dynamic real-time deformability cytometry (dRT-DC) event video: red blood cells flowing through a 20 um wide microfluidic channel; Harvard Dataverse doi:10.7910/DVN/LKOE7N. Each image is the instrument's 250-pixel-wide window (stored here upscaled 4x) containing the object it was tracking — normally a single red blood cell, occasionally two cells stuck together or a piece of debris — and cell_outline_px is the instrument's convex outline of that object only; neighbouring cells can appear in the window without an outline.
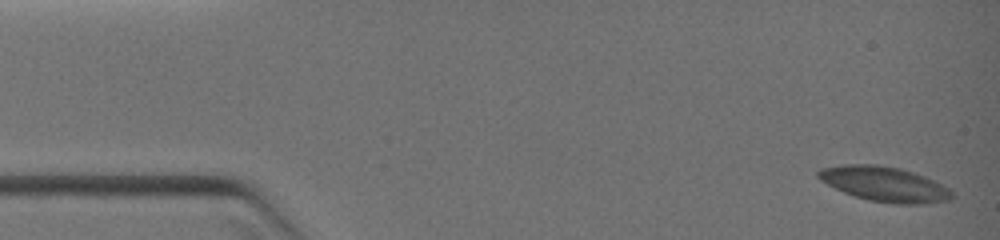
{"species": "common noctule bat (a hibernating species)", "species_latin": "Nyctalus noctula", "temperature_condition": "warm", "stored_images_in_passage": 4, "camera_frame_rate_fps": 3000, "um_per_image_px": 0.085, "animal": {"sex": "female", "body_mass_g": 19.0, "forearm_length_mm": 51.5}, "frame": {"image": 1, "passage_image": 1, "time_ms": 0.0, "image_size_px": [1000, 240], "cell_outline_px": [[952, 196], [948, 200], [924, 204], [896, 204], [868, 200], [844, 192], [820, 180], [816, 176], [816, 172], [820, 168], [840, 164], [876, 164], [900, 168], [924, 176], [948, 188], [952, 192]], "centroid_in_image_um": [75.13, 15.63], "position_along_channel_um": 9.9, "area_um2": 27.05}}
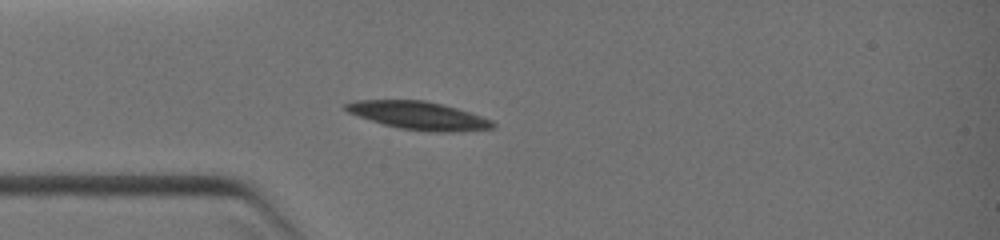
{"frame": {"image": 2, "passage_image": 4, "time_ms": 3.0, "image_size_px": [1000, 240], "cell_outline_px": [[496, 128], [456, 132], [428, 132], [400, 128], [384, 124], [348, 112], [344, 108], [344, 104], [356, 100], [424, 100], [456, 108], [492, 120], [496, 124]], "centroid_in_image_um": [35.62, 9.83], "position_along_channel_um": 49.4, "area_um2": 23.81}}